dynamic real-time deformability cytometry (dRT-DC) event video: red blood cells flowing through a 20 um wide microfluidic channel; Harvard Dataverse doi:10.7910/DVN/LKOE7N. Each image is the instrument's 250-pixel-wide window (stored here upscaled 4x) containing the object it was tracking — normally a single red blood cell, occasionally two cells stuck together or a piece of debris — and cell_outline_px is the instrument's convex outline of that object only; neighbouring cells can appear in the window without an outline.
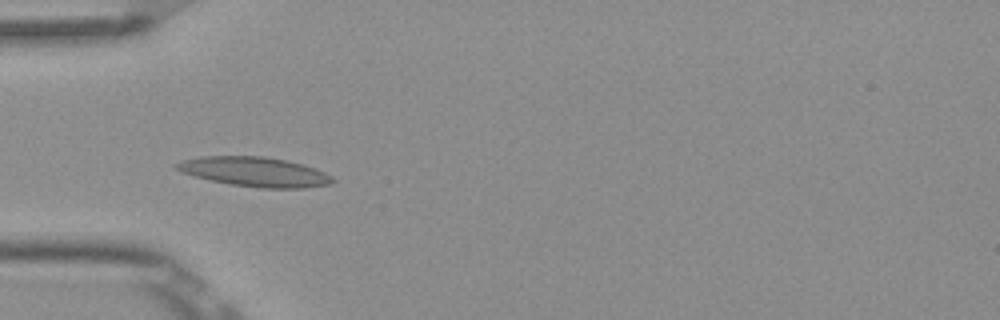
{"species": "Egyptian fruit bat (a non-hibernating species)", "species_latin": "Rousettus aegyptiacus", "temperature_condition": "room temperature", "stored_images_in_passage": 6, "camera_frame_rate_fps": 3000, "um_per_image_px": 0.085, "frame": {"image": 1, "passage_image": 5, "time_ms": 1.333, "image_size_px": [1000, 320], "cell_outline_px": [[336, 180], [332, 184], [304, 188], [260, 188], [232, 184], [212, 180], [196, 176], [184, 172], [176, 168], [172, 164], [184, 160], [200, 156], [264, 156], [288, 160], [304, 164], [316, 168], [332, 176]], "centroid_in_image_um": [21.72, 14.59], "position_along_channel_um": 63.3, "area_um2": 26.88}}
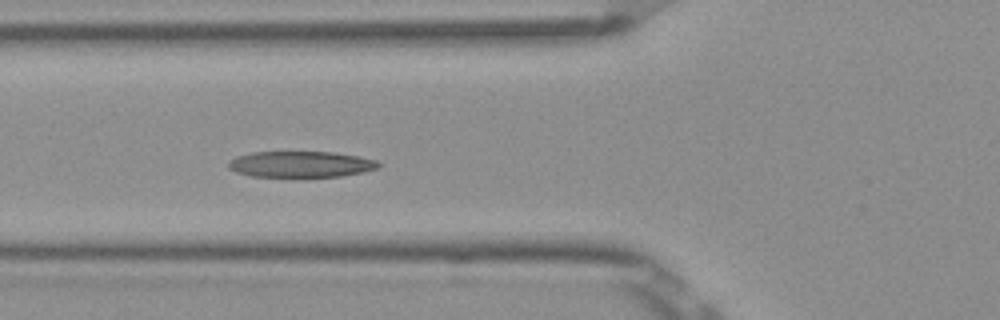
{"frame": {"image": 2, "passage_image": 6, "time_ms": 1.667, "image_size_px": [1000, 320], "cell_outline_px": [[380, 168], [364, 172], [340, 176], [304, 180], [252, 176], [236, 172], [228, 168], [228, 164], [236, 156], [252, 152], [332, 152], [360, 156], [376, 160], [380, 164]], "centroid_in_image_um": [25.59, 14.01], "position_along_channel_um": 100.2, "area_um2": 23.93}}